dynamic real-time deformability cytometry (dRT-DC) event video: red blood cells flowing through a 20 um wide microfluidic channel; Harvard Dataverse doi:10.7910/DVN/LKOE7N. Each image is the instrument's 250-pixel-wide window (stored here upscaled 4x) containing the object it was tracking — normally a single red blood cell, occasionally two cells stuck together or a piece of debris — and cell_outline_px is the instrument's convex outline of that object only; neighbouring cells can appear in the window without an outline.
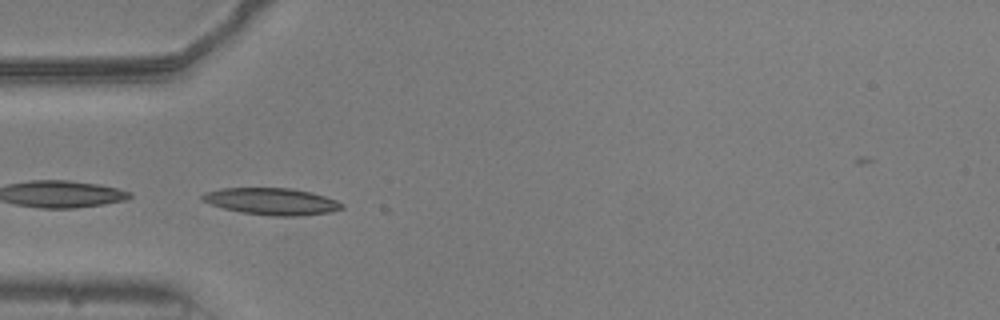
{"species": "common noctule bat (a hibernating species)", "species_latin": "Nyctalus noctula", "temperature_condition": "warm", "stored_images_in_passage": 43, "camera_frame_rate_fps": 3000, "um_per_image_px": 0.085, "animal": {"sex": "male", "body_mass_g": 20.5, "forearm_length_mm": 52.5}, "frame": {"image": 1, "passage_image": 17, "time_ms": 5.333, "image_size_px": [1000, 320], "cell_outline_px": [[344, 208], [332, 212], [300, 216], [272, 216], [240, 212], [224, 208], [212, 204], [204, 200], [200, 196], [204, 192], [220, 188], [292, 188], [312, 192], [336, 200], [344, 204]], "centroid_in_image_um": [23.13, 17.12], "position_along_channel_um": 61.9, "area_um2": 21.91}}
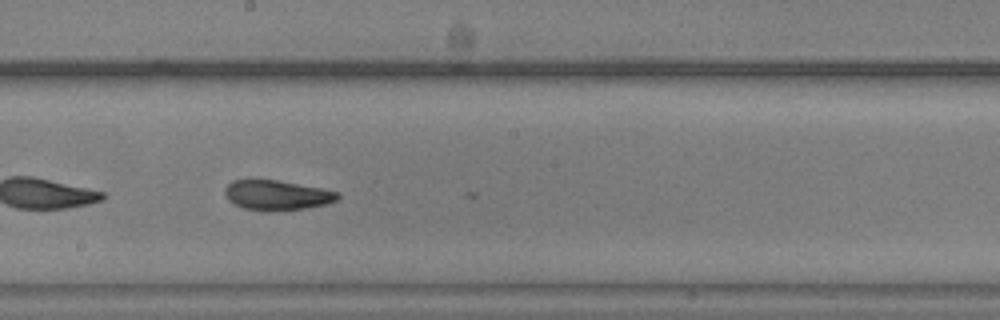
{"frame": {"image": 2, "passage_image": 30, "time_ms": 9.667, "image_size_px": [1000, 320], "cell_outline_px": [[340, 196], [336, 200], [328, 204], [304, 208], [244, 208], [228, 200], [224, 192], [224, 188], [232, 180], [248, 176], [276, 180], [320, 188], [340, 192]], "centroid_in_image_um": [23.48, 16.5], "position_along_channel_um": 224.7, "area_um2": 19.36}}
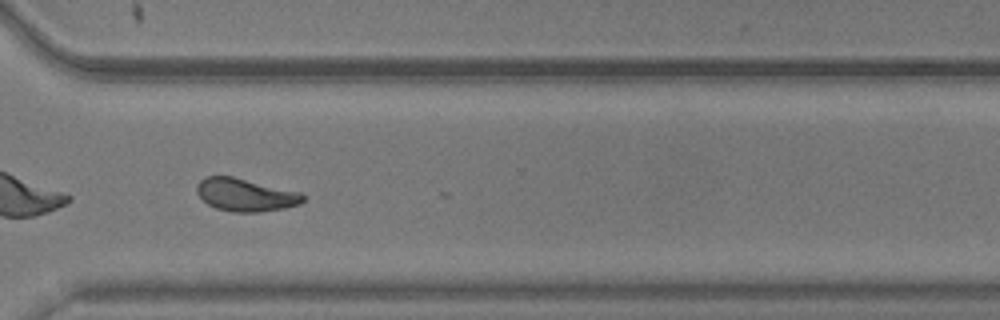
{"frame": {"image": 3, "passage_image": 40, "time_ms": 13.0, "image_size_px": [1000, 320], "cell_outline_px": [[304, 200], [300, 204], [284, 208], [256, 212], [232, 212], [216, 208], [208, 204], [196, 192], [196, 184], [204, 176], [232, 176], [300, 192], [304, 196]], "centroid_in_image_um": [20.84, 16.55], "position_along_channel_um": 349.8, "area_um2": 20.23}, "authors_computed_cell_mechanics": {"area_um2": 20.6346, "velocity_mm_per_s": 3.7638, "shape_relaxation_time_tau1_ms": null, "shape_relaxation_time_tau2_ms": 2.265, "deformation_change_tau1": null, "deformation_change_tau2": 0.0956}}